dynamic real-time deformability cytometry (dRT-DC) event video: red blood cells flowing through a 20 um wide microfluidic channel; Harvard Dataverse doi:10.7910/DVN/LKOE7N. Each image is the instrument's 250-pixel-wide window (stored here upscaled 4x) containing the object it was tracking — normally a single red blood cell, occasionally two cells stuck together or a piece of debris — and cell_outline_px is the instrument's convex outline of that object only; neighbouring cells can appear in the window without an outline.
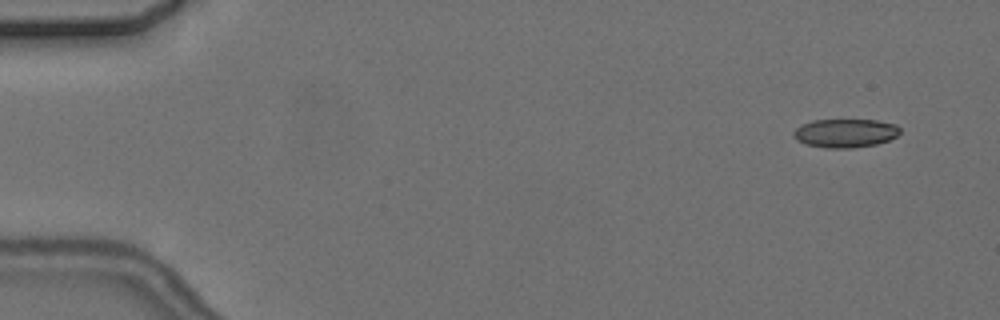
{"species": "common noctule bat (a hibernating species)", "species_latin": "Nyctalus noctula", "temperature_condition": "cold", "stored_images_in_passage": 8, "camera_frame_rate_fps": 3000, "um_per_image_px": 0.085, "animal": {"sex": "female", "body_mass_g": 24.6, "forearm_length_mm": 56.2}, "frame": {"image": 1, "passage_image": 1, "time_ms": 0.0, "image_size_px": [1000, 320], "cell_outline_px": [[900, 132], [896, 136], [888, 140], [876, 144], [852, 148], [824, 148], [804, 144], [796, 140], [792, 136], [792, 132], [800, 124], [812, 120], [876, 120], [896, 124], [900, 128]], "centroid_in_image_um": [71.8, 11.32], "position_along_channel_um": 13.2, "area_um2": 17.98}}
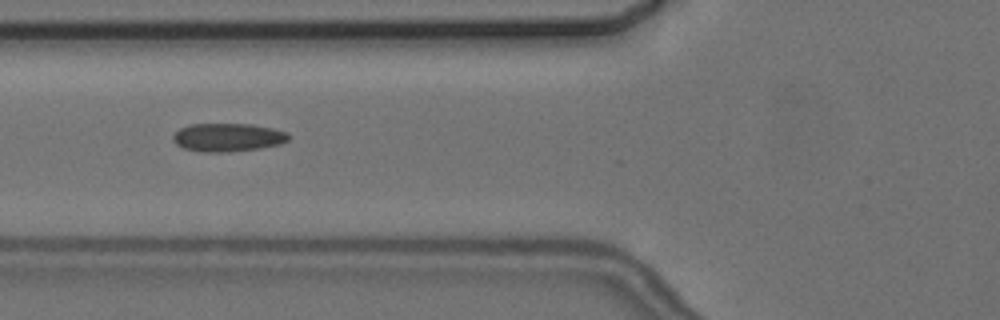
{"frame": {"image": 2, "passage_image": 5, "time_ms": 6.0, "image_size_px": [1000, 320], "cell_outline_px": [[288, 140], [280, 144], [260, 148], [228, 152], [204, 152], [184, 148], [176, 144], [172, 140], [172, 136], [180, 128], [188, 124], [252, 124], [272, 128], [288, 132]], "centroid_in_image_um": [19.35, 11.67], "position_along_channel_um": 106.5, "area_um2": 19.07}}
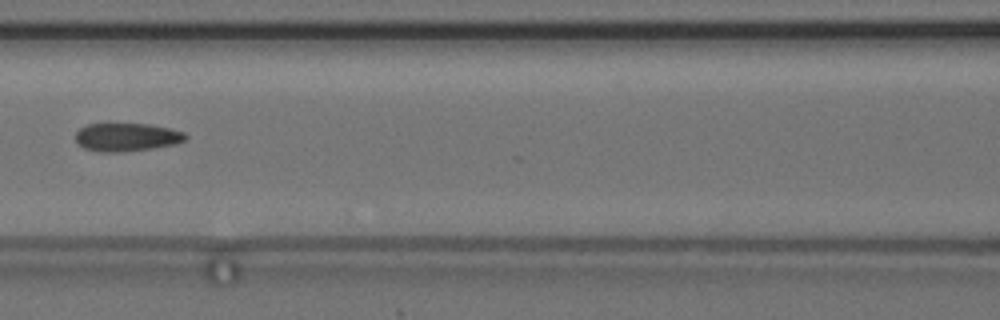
{"frame": {"image": 3, "passage_image": 6, "time_ms": 7.333, "image_size_px": [1000, 320], "cell_outline_px": [[188, 136], [184, 140], [176, 144], [152, 148], [120, 152], [100, 152], [84, 148], [76, 140], [76, 132], [80, 128], [88, 124], [148, 124], [168, 128], [184, 132]], "centroid_in_image_um": [10.77, 11.66], "position_along_channel_um": 155.8, "area_um2": 17.92}}